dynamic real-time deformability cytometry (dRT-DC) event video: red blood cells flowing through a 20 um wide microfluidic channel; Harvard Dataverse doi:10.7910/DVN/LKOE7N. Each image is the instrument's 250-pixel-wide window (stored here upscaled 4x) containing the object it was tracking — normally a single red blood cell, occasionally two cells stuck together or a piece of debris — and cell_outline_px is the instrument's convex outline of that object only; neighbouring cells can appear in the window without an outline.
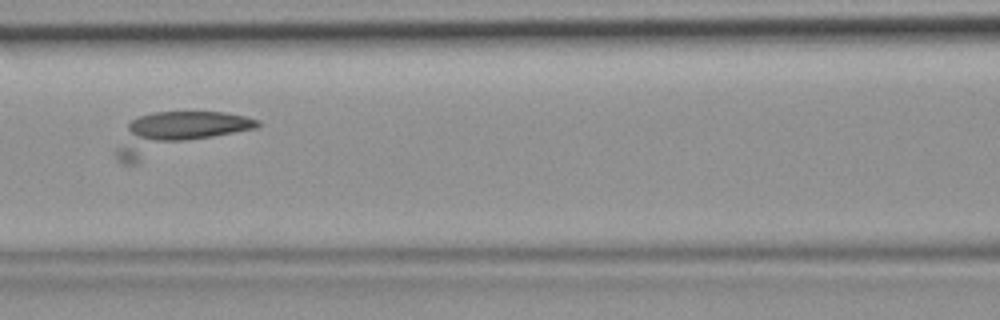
{"species": "common noctule bat (a hibernating species)", "species_latin": "Nyctalus noctula", "temperature_condition": "room temperature", "stored_images_in_passage": 46, "camera_frame_rate_fps": 3000, "um_per_image_px": 0.085, "animal": {"sex": "female", "body_mass_g": 19.9}, "frame": {"image": 1, "passage_image": 20, "time_ms": 6.333, "image_size_px": [1000, 320], "cell_outline_px": [[260, 124], [256, 128], [136, 164], [124, 164], [116, 156], [116, 148], [128, 124], [132, 120], [140, 116], [152, 112], [224, 112], [244, 116], [260, 120]], "centroid_in_image_um": [15.02, 11.31], "position_along_channel_um": 151.6, "area_um2": 33.29}}